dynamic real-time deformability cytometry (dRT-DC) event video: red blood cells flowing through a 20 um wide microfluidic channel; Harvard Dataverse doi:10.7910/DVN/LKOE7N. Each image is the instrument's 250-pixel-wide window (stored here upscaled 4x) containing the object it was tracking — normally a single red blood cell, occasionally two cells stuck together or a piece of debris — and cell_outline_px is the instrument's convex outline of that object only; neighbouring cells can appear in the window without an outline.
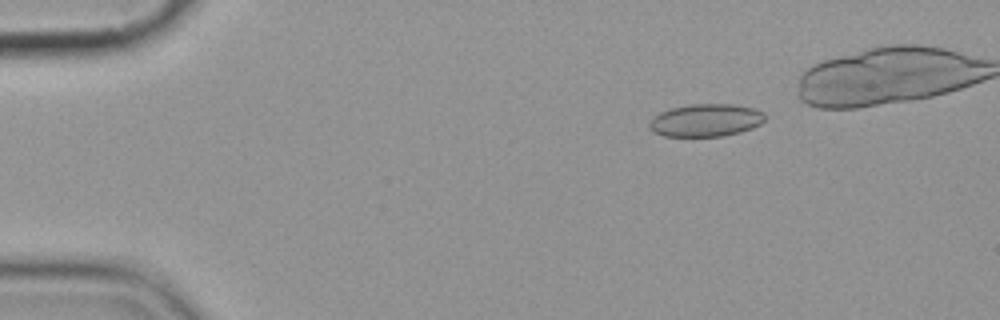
{"species": "common noctule bat (a hibernating species)", "species_latin": "Nyctalus noctula", "temperature_condition": "cold", "stored_images_in_passage": 6, "camera_frame_rate_fps": 3000, "um_per_image_px": 0.085, "animal": {"sex": "female", "body_mass_g": 19.9}, "frame": {"image": 1, "passage_image": 3, "time_ms": 2.333, "image_size_px": [1000, 320], "cell_outline_px": [[764, 120], [760, 124], [752, 128], [740, 132], [724, 136], [664, 136], [652, 132], [648, 128], [648, 120], [652, 116], [660, 112], [672, 108], [692, 104], [732, 104], [752, 108], [764, 112]], "centroid_in_image_um": [59.94, 10.23], "position_along_channel_um": 25.1, "area_um2": 22.14}}